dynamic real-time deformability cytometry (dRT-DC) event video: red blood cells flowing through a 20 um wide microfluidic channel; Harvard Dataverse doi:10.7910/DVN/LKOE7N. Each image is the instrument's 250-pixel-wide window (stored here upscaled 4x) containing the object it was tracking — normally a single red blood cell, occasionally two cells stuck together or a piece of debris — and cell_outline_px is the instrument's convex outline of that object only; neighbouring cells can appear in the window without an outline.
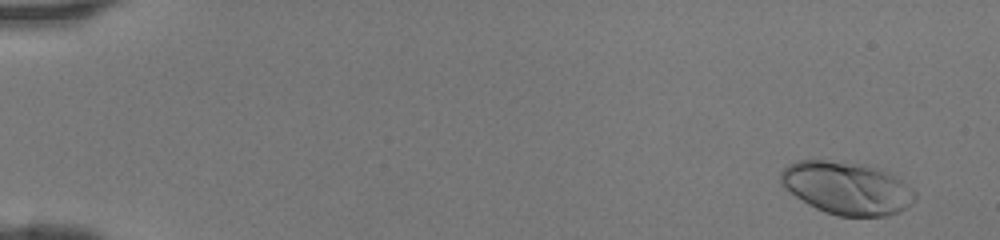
{"species": "human", "species_latin": "Homo sapiens", "temperature_condition": "room temperature", "stored_images_in_passage": 46, "camera_frame_rate_fps": 3000, "um_per_image_px": 0.085, "donor": {"sex": "female"}, "frame": {"image": 1, "passage_image": 3, "time_ms": 0.667, "image_size_px": [1000, 240], "cell_outline_px": [[916, 200], [912, 204], [900, 212], [884, 216], [840, 216], [824, 212], [808, 204], [784, 188], [780, 184], [780, 172], [788, 164], [796, 160], [824, 160], [860, 164], [896, 172], [916, 192]], "centroid_in_image_um": [72.04, 15.98], "position_along_channel_um": 13.0, "area_um2": 41.85}}
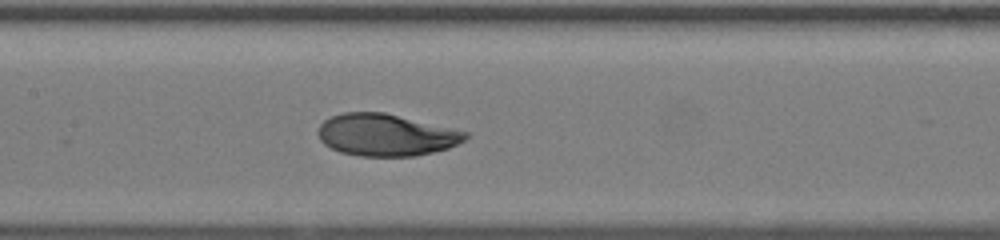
{"frame": {"image": 2, "passage_image": 24, "time_ms": 7.667, "image_size_px": [1000, 240], "cell_outline_px": [[468, 136], [464, 140], [448, 148], [416, 156], [360, 156], [340, 152], [324, 144], [320, 140], [316, 132], [320, 124], [324, 120], [332, 116], [344, 112], [384, 112], [468, 132]], "centroid_in_image_um": [32.77, 11.47], "position_along_channel_um": 174.6, "area_um2": 35.95}}
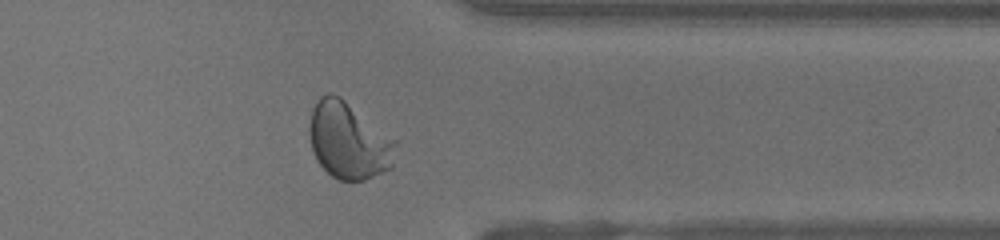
{"frame": {"image": 3, "passage_image": 38, "time_ms": 12.333, "image_size_px": [1000, 240], "cell_outline_px": [[400, 140], [392, 168], [364, 180], [340, 180], [332, 176], [316, 160], [312, 148], [308, 132], [308, 128], [312, 108], [320, 96], [328, 92], [332, 92], [340, 96]], "centroid_in_image_um": [29.69, 11.92], "position_along_channel_um": 381.7, "area_um2": 39.54}}